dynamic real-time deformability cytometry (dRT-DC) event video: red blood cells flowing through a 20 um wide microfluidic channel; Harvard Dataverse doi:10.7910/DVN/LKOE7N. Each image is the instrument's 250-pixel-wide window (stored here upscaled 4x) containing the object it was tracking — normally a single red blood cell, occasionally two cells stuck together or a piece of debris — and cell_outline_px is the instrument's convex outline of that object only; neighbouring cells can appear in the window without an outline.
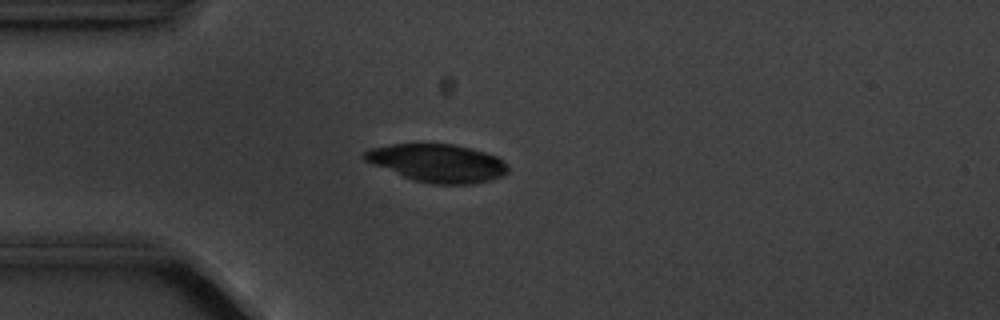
{"species": "common noctule bat (a hibernating species)", "species_latin": "Nyctalus noctula", "temperature_condition": "cold", "stored_images_in_passage": 3, "camera_frame_rate_fps": 3000, "um_per_image_px": 0.085, "animal": {"sex": "male", "body_mass_g": 20.1, "forearm_length_mm": 53.5}, "frame": {"image": 1, "passage_image": 3, "time_ms": 2.333, "image_size_px": [1000, 320], "cell_outline_px": [[508, 172], [504, 176], [492, 180], [472, 184], [432, 184], [416, 180], [404, 176], [372, 164], [364, 160], [360, 156], [360, 152], [372, 148], [392, 144], [452, 144], [484, 152], [496, 156], [504, 160], [508, 164]], "centroid_in_image_um": [37.2, 13.86], "position_along_channel_um": 47.8, "area_um2": 31.73}}